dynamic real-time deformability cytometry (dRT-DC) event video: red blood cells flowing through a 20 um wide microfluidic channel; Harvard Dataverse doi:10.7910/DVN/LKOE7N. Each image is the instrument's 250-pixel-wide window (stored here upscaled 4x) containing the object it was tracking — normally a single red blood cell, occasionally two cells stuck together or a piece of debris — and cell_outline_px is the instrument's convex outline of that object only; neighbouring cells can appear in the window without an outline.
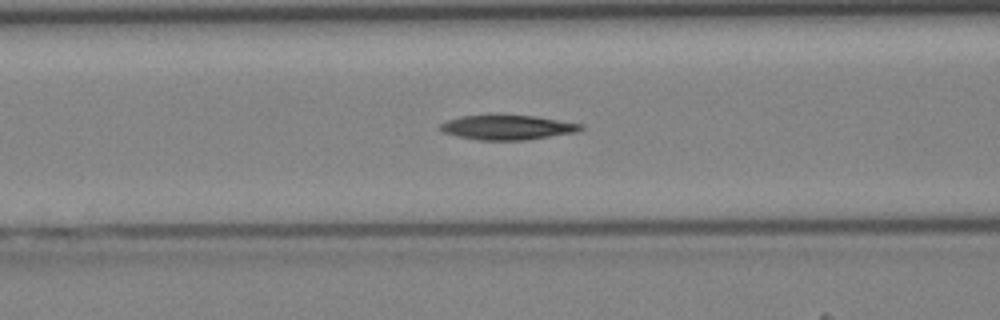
{"species": "Egyptian fruit bat (a non-hibernating species)", "species_latin": "Rousettus aegyptiacus", "temperature_condition": "cold", "stored_images_in_passage": 41, "camera_frame_rate_fps": 3000, "um_per_image_px": 0.085, "animal": {"sex": "female"}, "frame": {"image": 1, "passage_image": 16, "time_ms": 5.0, "image_size_px": [1000, 320], "cell_outline_px": [[584, 128], [580, 132], [524, 140], [476, 140], [444, 132], [436, 128], [440, 124], [448, 120], [460, 116], [488, 112], [536, 116], [584, 124]], "centroid_in_image_um": [43.13, 10.78], "position_along_channel_um": 123.5, "area_um2": 21.15}}
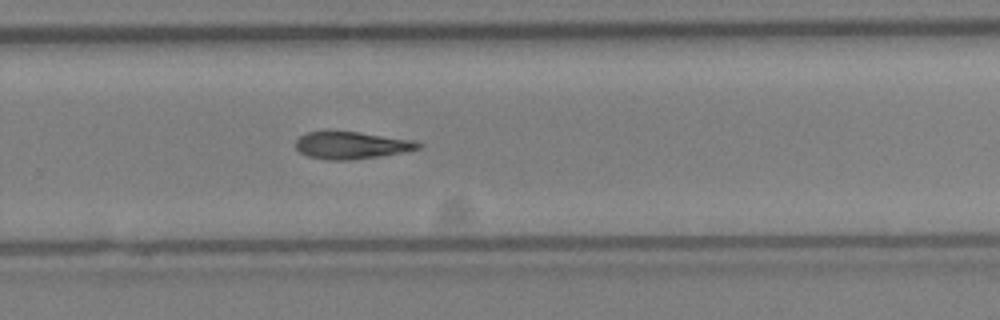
{"frame": {"image": 2, "passage_image": 27, "time_ms": 8.667, "image_size_px": [1000, 320], "cell_outline_px": [[424, 144], [420, 148], [400, 152], [376, 156], [348, 160], [328, 160], [308, 156], [300, 152], [296, 148], [296, 140], [300, 136], [308, 132], [356, 132], [416, 140]], "centroid_in_image_um": [29.88, 12.35], "position_along_channel_um": 299.9, "area_um2": 19.07}}
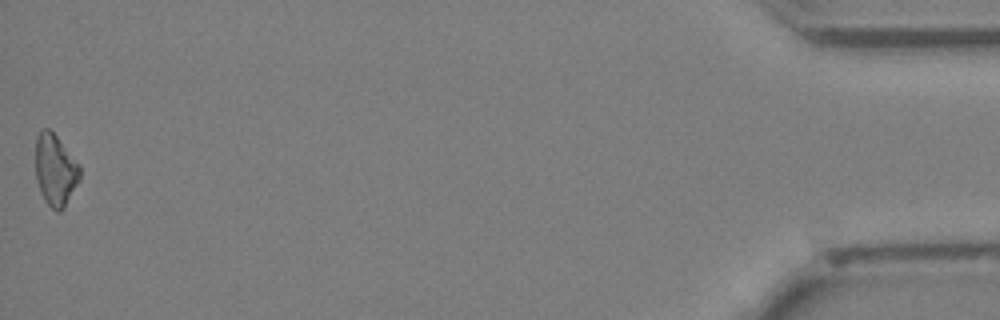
{"frame": {"image": 3, "passage_image": 41, "time_ms": 13.333, "image_size_px": [1000, 320], "cell_outline_px": [[80, 180], [64, 208], [60, 212], [56, 212], [44, 200], [40, 192], [36, 180], [36, 136], [44, 128], [48, 128], [56, 136], [80, 164]], "centroid_in_image_um": [4.71, 14.48], "position_along_channel_um": 430.5, "area_um2": 18.55}}